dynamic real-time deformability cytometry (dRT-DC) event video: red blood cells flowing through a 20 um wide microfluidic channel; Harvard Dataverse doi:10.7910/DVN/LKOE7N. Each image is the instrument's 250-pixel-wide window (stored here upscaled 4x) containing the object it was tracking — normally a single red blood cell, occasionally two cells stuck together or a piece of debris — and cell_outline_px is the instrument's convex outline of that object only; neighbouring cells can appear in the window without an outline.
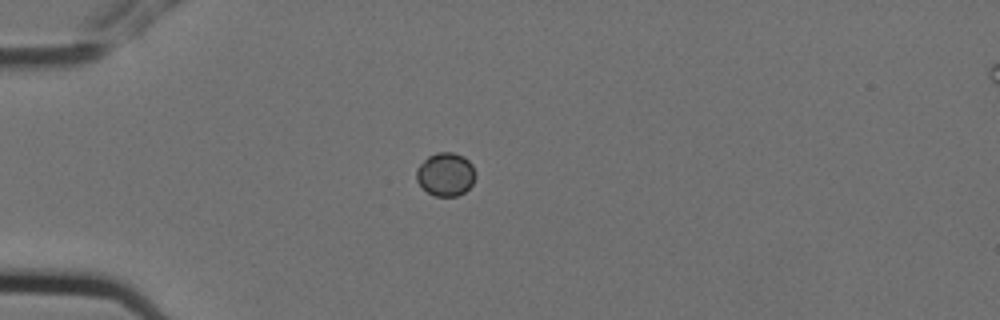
{"species": "Egyptian fruit bat (a non-hibernating species)", "species_latin": "Rousettus aegyptiacus", "temperature_condition": "cold", "stored_images_in_passage": 12, "camera_frame_rate_fps": 3000, "um_per_image_px": 0.085, "animal": {"sex": "female"}, "frame": {"image": 1, "passage_image": 1, "time_ms": 0.0, "image_size_px": [1000, 320], "cell_outline_px": [[476, 176], [472, 184], [464, 192], [456, 196], [436, 196], [428, 192], [416, 180], [416, 168], [428, 156], [436, 152], [452, 152], [464, 156], [472, 164]], "centroid_in_image_um": [37.88, 14.8], "position_along_channel_um": 47.1, "area_um2": 14.91}}
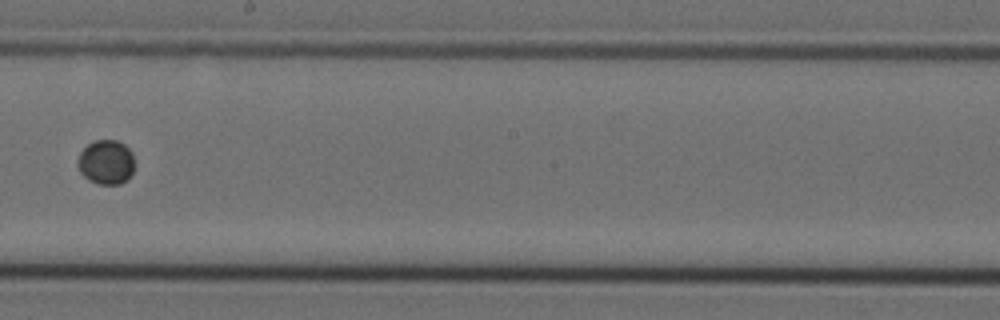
{"frame": {"image": 2, "passage_image": 6, "time_ms": 1.667, "image_size_px": [1000, 320], "cell_outline_px": [[132, 172], [128, 180], [120, 184], [96, 184], [88, 180], [80, 172], [76, 164], [76, 160], [80, 152], [88, 144], [96, 140], [116, 140], [124, 144], [132, 152]], "centroid_in_image_um": [8.98, 13.79], "position_along_channel_um": 239.2, "area_um2": 14.8}}
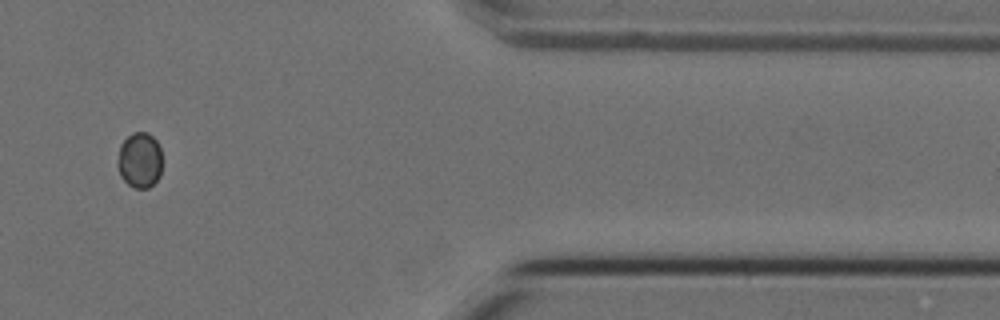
{"frame": {"image": 3, "passage_image": 10, "time_ms": 3.0, "image_size_px": [1000, 320], "cell_outline_px": [[160, 176], [148, 188], [136, 188], [128, 184], [120, 176], [116, 164], [120, 144], [132, 132], [148, 132], [156, 140], [160, 148]], "centroid_in_image_um": [11.84, 13.6], "position_along_channel_um": 399.6, "area_um2": 14.45}}